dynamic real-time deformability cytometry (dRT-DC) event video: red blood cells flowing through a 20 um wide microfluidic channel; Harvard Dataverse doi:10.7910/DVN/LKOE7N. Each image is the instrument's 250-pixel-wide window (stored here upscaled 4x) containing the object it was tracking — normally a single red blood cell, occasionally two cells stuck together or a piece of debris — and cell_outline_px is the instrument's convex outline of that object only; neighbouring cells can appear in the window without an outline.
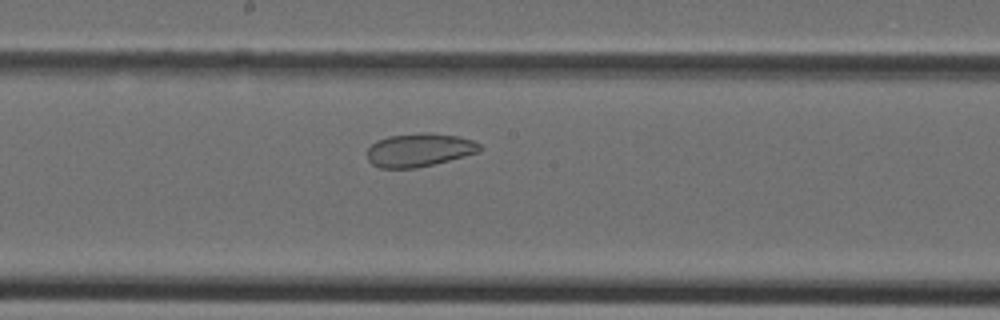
{"species": "Egyptian fruit bat (a non-hibernating species)", "species_latin": "Rousettus aegyptiacus", "temperature_condition": "cold", "stored_images_in_passage": 36, "camera_frame_rate_fps": 3000, "um_per_image_px": 0.085, "animal": {"sex": "female"}, "frame": {"image": 1, "passage_image": 18, "time_ms": 5.667, "image_size_px": [1000, 320], "cell_outline_px": [[484, 148], [480, 152], [416, 168], [380, 168], [372, 164], [368, 160], [368, 148], [376, 140], [388, 136], [424, 132], [432, 132], [456, 136], [472, 140], [480, 144]], "centroid_in_image_um": [35.64, 12.74], "position_along_channel_um": 212.6, "area_um2": 21.91}}
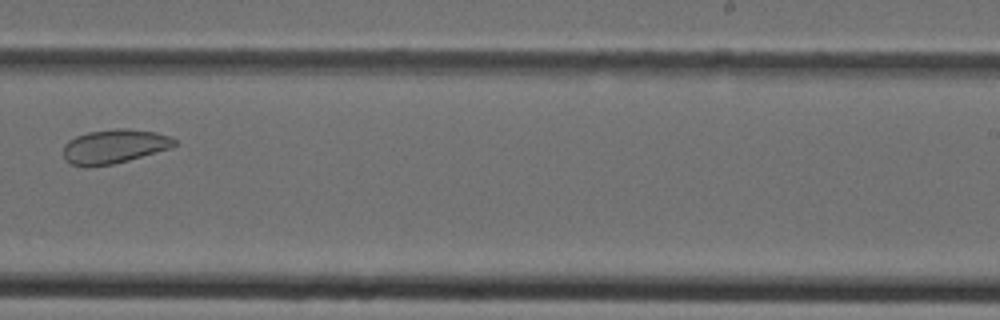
{"frame": {"image": 2, "passage_image": 22, "time_ms": 7.0, "image_size_px": [1000, 320], "cell_outline_px": [[176, 144], [172, 148], [128, 160], [112, 164], [88, 168], [84, 168], [68, 164], [64, 160], [64, 144], [68, 140], [76, 136], [88, 132], [116, 128], [128, 128], [156, 132], [168, 136], [176, 140]], "centroid_in_image_um": [9.67, 12.46], "position_along_channel_um": 279.3, "area_um2": 22.43}}
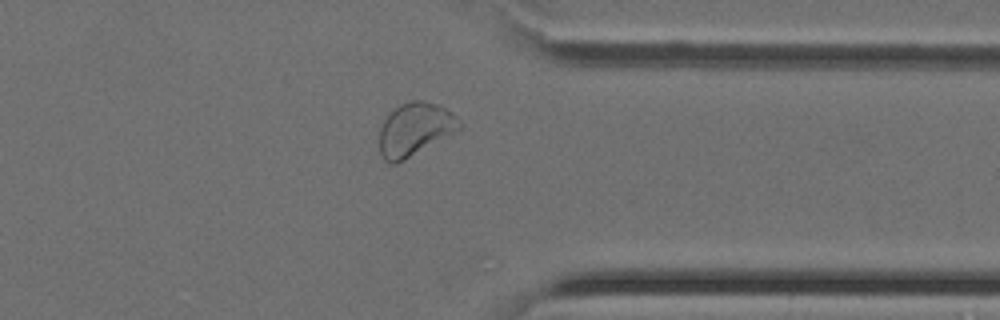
{"frame": {"image": 3, "passage_image": 28, "time_ms": 9.0, "image_size_px": [1000, 320], "cell_outline_px": [[464, 124], [460, 128], [396, 164], [392, 164], [384, 160], [380, 152], [380, 128], [384, 120], [400, 104], [412, 100], [424, 100], [440, 104], [452, 112]], "centroid_in_image_um": [35.27, 10.96], "position_along_channel_um": 376.1, "area_um2": 24.33}}